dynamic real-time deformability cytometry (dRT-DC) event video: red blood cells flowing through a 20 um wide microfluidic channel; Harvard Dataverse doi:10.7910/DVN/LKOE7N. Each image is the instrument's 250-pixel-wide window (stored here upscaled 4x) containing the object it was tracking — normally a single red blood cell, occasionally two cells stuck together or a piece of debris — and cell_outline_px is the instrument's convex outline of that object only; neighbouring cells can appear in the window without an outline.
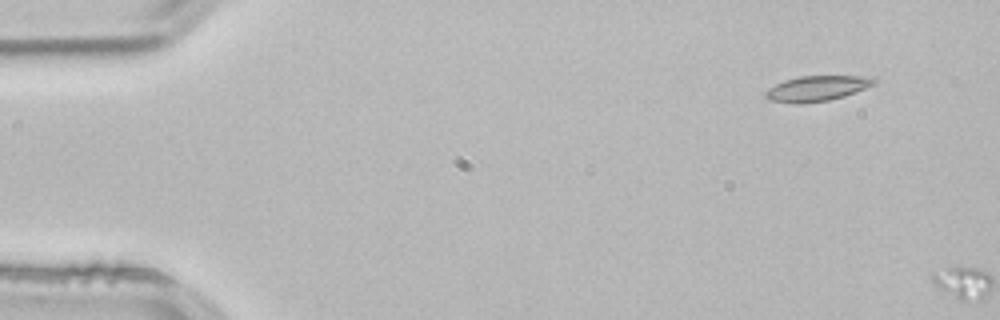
{"species": "common noctule bat (a hibernating species)", "species_latin": "Nyctalus noctula", "temperature_condition": "room temperature", "stored_images_in_passage": 2, "camera_frame_rate_fps": 3000, "um_per_image_px": 0.085, "animal": {"sex": "male", "body_mass_g": 21.5, "forearm_length_mm": 52.0}, "frame": {"image": 1, "passage_image": 1, "time_ms": 0.0, "image_size_px": [1000, 320], "cell_outline_px": [[876, 84], [856, 92], [844, 96], [828, 100], [800, 104], [792, 104], [768, 100], [764, 96], [764, 92], [768, 88], [784, 80], [800, 76], [876, 76]], "centroid_in_image_um": [69.44, 7.52], "position_along_channel_um": 15.6, "area_um2": 16.3}}